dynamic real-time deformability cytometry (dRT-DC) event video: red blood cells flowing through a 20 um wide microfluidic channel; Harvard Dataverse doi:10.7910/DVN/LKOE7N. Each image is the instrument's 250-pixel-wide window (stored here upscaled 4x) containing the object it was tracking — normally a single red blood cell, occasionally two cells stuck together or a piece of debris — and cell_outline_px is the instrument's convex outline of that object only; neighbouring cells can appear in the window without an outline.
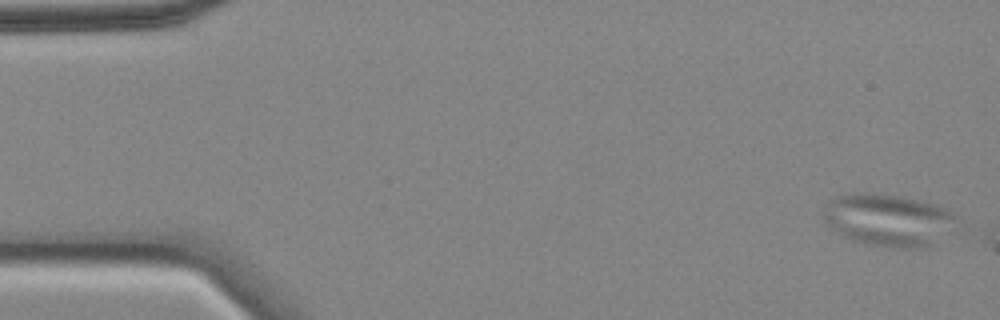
{"species": "common noctule bat (a hibernating species)", "species_latin": "Nyctalus noctula", "temperature_condition": "cold", "stored_images_in_passage": 50, "camera_frame_rate_fps": 3000, "um_per_image_px": 0.085, "animal": {"sex": "female", "body_mass_g": 18.4}, "frame": {"image": 1, "passage_image": 1, "time_ms": 0.0, "image_size_px": [1000, 320], "cell_outline_px": [[968, 228], [964, 232], [928, 248], [892, 248], [852, 240], [844, 236], [824, 224], [824, 204], [828, 200], [836, 196], [852, 192], [868, 192], [896, 196], [916, 200], [932, 204], [956, 212]], "centroid_in_image_um": [75.75, 18.74], "position_along_channel_um": 9.3, "area_um2": 42.83}}
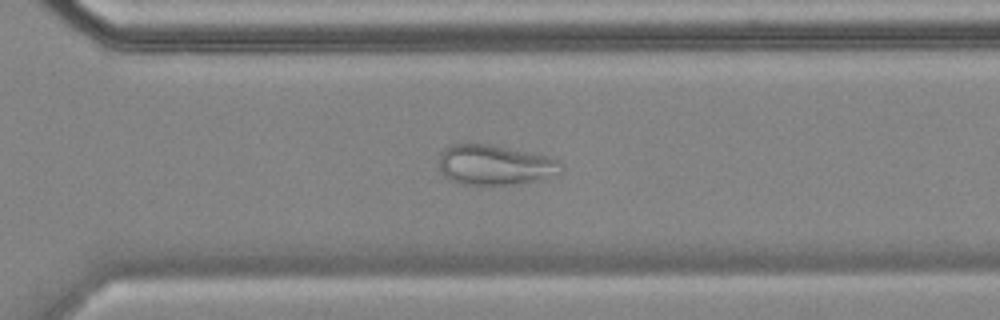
{"frame": {"image": 2, "passage_image": 39, "time_ms": 12.667, "image_size_px": [1000, 320], "cell_outline_px": [[564, 172], [532, 180], [512, 184], [488, 188], [484, 188], [460, 184], [444, 176], [440, 172], [440, 156], [444, 148], [452, 144], [492, 144], [548, 156], [560, 160], [564, 164]], "centroid_in_image_um": [42.06, 14.05], "position_along_channel_um": 328.5, "area_um2": 29.25}}
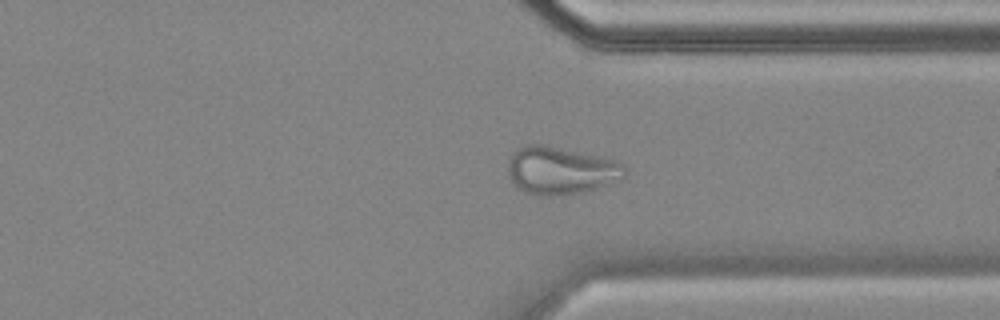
{"frame": {"image": 3, "passage_image": 42, "time_ms": 13.667, "image_size_px": [1000, 320], "cell_outline_px": [[628, 168], [624, 176], [596, 188], [580, 192], [560, 196], [540, 196], [524, 192], [512, 184], [508, 172], [508, 164], [512, 152], [516, 148], [524, 144], [548, 144], [612, 160], [624, 164]], "centroid_in_image_um": [47.58, 14.48], "position_along_channel_um": 363.8, "area_um2": 32.54}}